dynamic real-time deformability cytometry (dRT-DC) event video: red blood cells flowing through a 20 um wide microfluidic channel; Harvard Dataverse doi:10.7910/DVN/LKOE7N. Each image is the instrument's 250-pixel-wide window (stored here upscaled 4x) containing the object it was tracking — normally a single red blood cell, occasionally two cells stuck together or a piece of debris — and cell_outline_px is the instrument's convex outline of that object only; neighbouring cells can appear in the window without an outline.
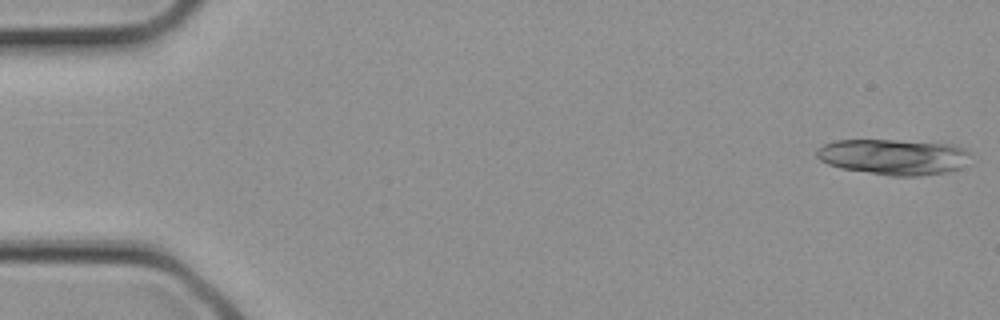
{"species": "common noctule bat (a hibernating species)", "species_latin": "Nyctalus noctula", "temperature_condition": "cold", "stored_images_in_passage": 3, "segment_of_instrument_passage": [1, 2], "camera_frame_rate_fps": 3000, "um_per_image_px": 0.085, "animal": {"sex": "female", "body_mass_g": 21.9}, "frame": {"image": 1, "passage_image": 1, "time_ms": 0.0, "image_size_px": [1000, 320], "cell_outline_px": [[972, 164], [964, 168], [948, 172], [920, 176], [888, 176], [840, 168], [828, 164], [820, 160], [816, 156], [816, 148], [824, 144], [836, 140], [896, 140], [952, 144], [964, 148], [968, 152]], "centroid_in_image_um": [76.01, 13.34], "position_along_channel_um": 9.0, "area_um2": 32.66}}